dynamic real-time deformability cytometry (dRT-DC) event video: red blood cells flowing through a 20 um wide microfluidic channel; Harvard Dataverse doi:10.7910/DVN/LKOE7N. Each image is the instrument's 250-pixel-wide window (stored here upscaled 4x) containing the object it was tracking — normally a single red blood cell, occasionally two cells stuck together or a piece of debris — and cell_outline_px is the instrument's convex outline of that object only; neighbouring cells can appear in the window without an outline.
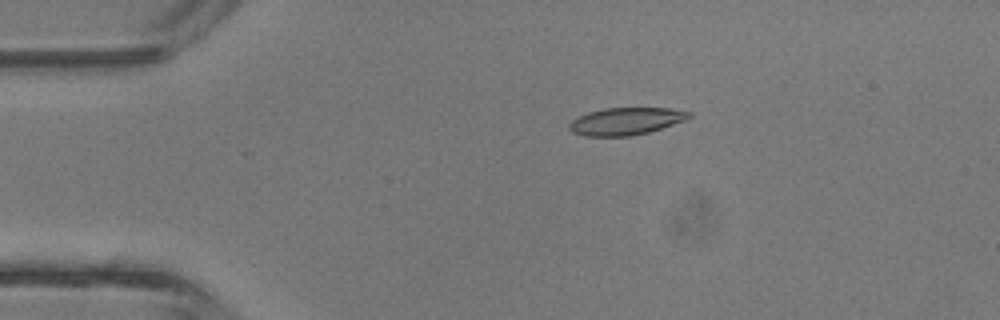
{"species": "common noctule bat (a hibernating species)", "species_latin": "Nyctalus noctula", "temperature_condition": "room temperature", "stored_images_in_passage": 41, "camera_frame_rate_fps": 3000, "um_per_image_px": 0.085, "animal": {"sex": "male", "body_mass_g": 13.3}, "frame": {"image": 1, "passage_image": 8, "time_ms": 2.333, "image_size_px": [1000, 320], "cell_outline_px": [[692, 116], [684, 120], [648, 132], [632, 136], [584, 136], [572, 132], [568, 128], [568, 124], [572, 120], [588, 112], [604, 108], [668, 108], [692, 112]], "centroid_in_image_um": [53.17, 10.3], "position_along_channel_um": 31.8, "area_um2": 18.96}}
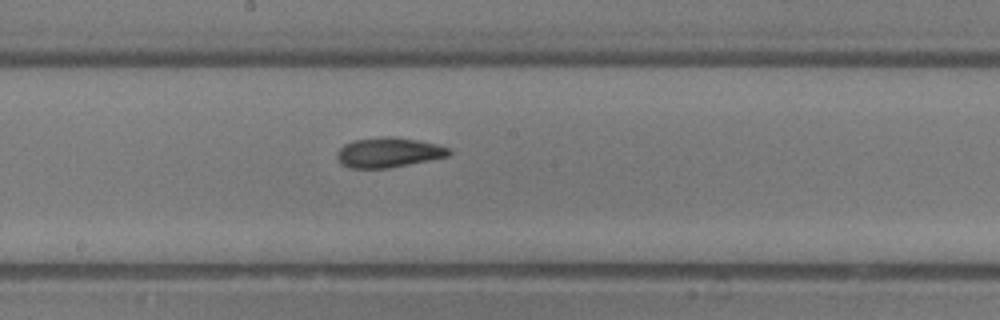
{"frame": {"image": 2, "passage_image": 22, "time_ms": 7.0, "image_size_px": [1000, 320], "cell_outline_px": [[452, 152], [448, 156], [388, 168], [348, 168], [340, 164], [336, 156], [336, 152], [344, 144], [352, 140], [384, 136], [392, 136], [416, 140], [436, 144], [448, 148]], "centroid_in_image_um": [32.96, 12.96], "position_along_channel_um": 215.2, "area_um2": 19.48}}
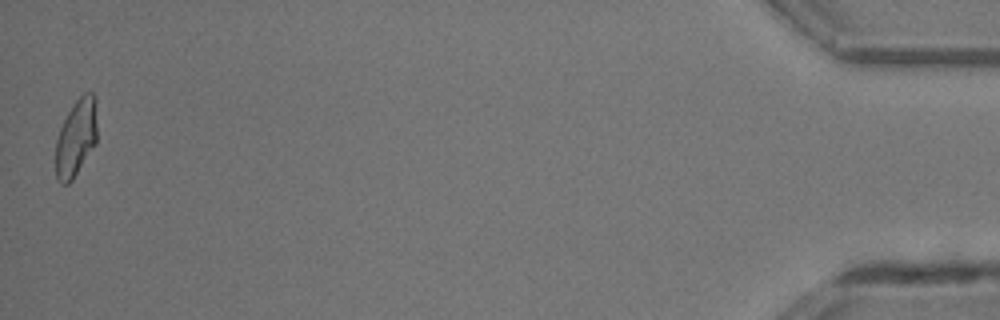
{"frame": {"image": 3, "passage_image": 41, "time_ms": 13.333, "image_size_px": [1000, 320], "cell_outline_px": [[96, 144], [72, 180], [68, 184], [60, 184], [56, 180], [56, 140], [60, 128], [68, 112], [76, 100], [84, 92], [92, 92], [96, 100]], "centroid_in_image_um": [6.47, 11.72], "position_along_channel_um": 428.7, "area_um2": 18.67}, "authors_computed_cell_mechanics": {"area_um2": 19.1896, "velocity_mm_per_s": 4.9525, "shape_relaxation_time_tau1_ms": 5.1278, "shape_relaxation_time_tau2_ms": 1.8944, "deformation_change_tau1": 0.193, "deformation_change_tau2": 0.0869}}